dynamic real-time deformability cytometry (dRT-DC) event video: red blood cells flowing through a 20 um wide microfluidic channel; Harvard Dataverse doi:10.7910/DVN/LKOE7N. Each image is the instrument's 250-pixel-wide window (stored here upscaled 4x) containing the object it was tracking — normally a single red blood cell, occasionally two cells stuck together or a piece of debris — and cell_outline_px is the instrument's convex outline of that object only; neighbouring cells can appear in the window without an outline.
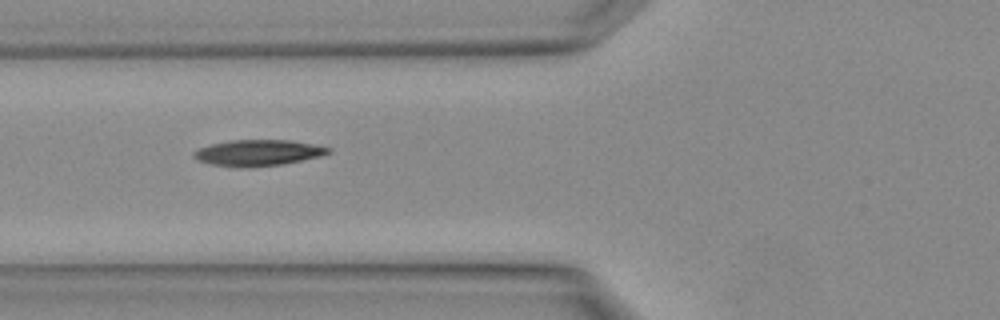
{"species": "Egyptian fruit bat (a non-hibernating species)", "species_latin": "Rousettus aegyptiacus", "temperature_condition": "warm", "stored_images_in_passage": 4, "camera_frame_rate_fps": 3000, "um_per_image_px": 0.085, "animal": {"sex": "female"}, "frame": {"image": 1, "passage_image": 4, "time_ms": 1.0, "image_size_px": [1000, 320], "cell_outline_px": [[332, 152], [320, 156], [280, 164], [252, 168], [236, 168], [212, 164], [196, 160], [192, 156], [192, 152], [200, 148], [212, 144], [228, 140], [288, 140], [312, 144], [332, 148]], "centroid_in_image_um": [21.89, 13.0], "position_along_channel_um": 103.9, "area_um2": 20.52}}